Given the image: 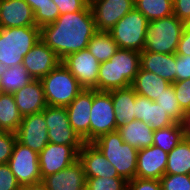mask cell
I'll return each mask as SVG.
<instances>
[{
  "mask_svg": "<svg viewBox=\"0 0 190 190\" xmlns=\"http://www.w3.org/2000/svg\"><path fill=\"white\" fill-rule=\"evenodd\" d=\"M22 116L19 113L13 94L3 93L0 95V130L16 132Z\"/></svg>",
  "mask_w": 190,
  "mask_h": 190,
  "instance_id": "obj_28",
  "label": "cell"
},
{
  "mask_svg": "<svg viewBox=\"0 0 190 190\" xmlns=\"http://www.w3.org/2000/svg\"><path fill=\"white\" fill-rule=\"evenodd\" d=\"M82 146H70L48 143L38 154L42 179L48 175L64 170L79 158Z\"/></svg>",
  "mask_w": 190,
  "mask_h": 190,
  "instance_id": "obj_12",
  "label": "cell"
},
{
  "mask_svg": "<svg viewBox=\"0 0 190 190\" xmlns=\"http://www.w3.org/2000/svg\"><path fill=\"white\" fill-rule=\"evenodd\" d=\"M59 9L60 15L64 13H75L83 10L88 4L89 0H52Z\"/></svg>",
  "mask_w": 190,
  "mask_h": 190,
  "instance_id": "obj_41",
  "label": "cell"
},
{
  "mask_svg": "<svg viewBox=\"0 0 190 190\" xmlns=\"http://www.w3.org/2000/svg\"><path fill=\"white\" fill-rule=\"evenodd\" d=\"M87 49L99 63H103L108 61L119 48L109 32L97 31L90 39Z\"/></svg>",
  "mask_w": 190,
  "mask_h": 190,
  "instance_id": "obj_29",
  "label": "cell"
},
{
  "mask_svg": "<svg viewBox=\"0 0 190 190\" xmlns=\"http://www.w3.org/2000/svg\"><path fill=\"white\" fill-rule=\"evenodd\" d=\"M176 55L190 56V28L186 24L178 43Z\"/></svg>",
  "mask_w": 190,
  "mask_h": 190,
  "instance_id": "obj_44",
  "label": "cell"
},
{
  "mask_svg": "<svg viewBox=\"0 0 190 190\" xmlns=\"http://www.w3.org/2000/svg\"><path fill=\"white\" fill-rule=\"evenodd\" d=\"M96 32L93 13L88 4L81 11L61 14L54 23L43 26L40 37L62 60L71 53L86 49Z\"/></svg>",
  "mask_w": 190,
  "mask_h": 190,
  "instance_id": "obj_1",
  "label": "cell"
},
{
  "mask_svg": "<svg viewBox=\"0 0 190 190\" xmlns=\"http://www.w3.org/2000/svg\"><path fill=\"white\" fill-rule=\"evenodd\" d=\"M168 153L151 145L137 152V170L135 177L159 180L165 175Z\"/></svg>",
  "mask_w": 190,
  "mask_h": 190,
  "instance_id": "obj_17",
  "label": "cell"
},
{
  "mask_svg": "<svg viewBox=\"0 0 190 190\" xmlns=\"http://www.w3.org/2000/svg\"><path fill=\"white\" fill-rule=\"evenodd\" d=\"M170 84L171 83L160 76L143 70L140 67L131 87L134 89L136 94L155 101Z\"/></svg>",
  "mask_w": 190,
  "mask_h": 190,
  "instance_id": "obj_26",
  "label": "cell"
},
{
  "mask_svg": "<svg viewBox=\"0 0 190 190\" xmlns=\"http://www.w3.org/2000/svg\"><path fill=\"white\" fill-rule=\"evenodd\" d=\"M47 124L49 143L82 146L84 141L69 123L66 107L46 106L42 111Z\"/></svg>",
  "mask_w": 190,
  "mask_h": 190,
  "instance_id": "obj_9",
  "label": "cell"
},
{
  "mask_svg": "<svg viewBox=\"0 0 190 190\" xmlns=\"http://www.w3.org/2000/svg\"><path fill=\"white\" fill-rule=\"evenodd\" d=\"M20 189L21 185L18 183L8 164H0V190Z\"/></svg>",
  "mask_w": 190,
  "mask_h": 190,
  "instance_id": "obj_39",
  "label": "cell"
},
{
  "mask_svg": "<svg viewBox=\"0 0 190 190\" xmlns=\"http://www.w3.org/2000/svg\"><path fill=\"white\" fill-rule=\"evenodd\" d=\"M1 28L36 26L34 13L24 0H0Z\"/></svg>",
  "mask_w": 190,
  "mask_h": 190,
  "instance_id": "obj_20",
  "label": "cell"
},
{
  "mask_svg": "<svg viewBox=\"0 0 190 190\" xmlns=\"http://www.w3.org/2000/svg\"><path fill=\"white\" fill-rule=\"evenodd\" d=\"M186 25L190 28V20L186 23Z\"/></svg>",
  "mask_w": 190,
  "mask_h": 190,
  "instance_id": "obj_48",
  "label": "cell"
},
{
  "mask_svg": "<svg viewBox=\"0 0 190 190\" xmlns=\"http://www.w3.org/2000/svg\"><path fill=\"white\" fill-rule=\"evenodd\" d=\"M149 21L135 7L124 15L108 31L119 49L141 52L145 46V36Z\"/></svg>",
  "mask_w": 190,
  "mask_h": 190,
  "instance_id": "obj_7",
  "label": "cell"
},
{
  "mask_svg": "<svg viewBox=\"0 0 190 190\" xmlns=\"http://www.w3.org/2000/svg\"><path fill=\"white\" fill-rule=\"evenodd\" d=\"M97 31L108 32L134 6V0H89Z\"/></svg>",
  "mask_w": 190,
  "mask_h": 190,
  "instance_id": "obj_13",
  "label": "cell"
},
{
  "mask_svg": "<svg viewBox=\"0 0 190 190\" xmlns=\"http://www.w3.org/2000/svg\"><path fill=\"white\" fill-rule=\"evenodd\" d=\"M127 183L122 177L86 178V190H127Z\"/></svg>",
  "mask_w": 190,
  "mask_h": 190,
  "instance_id": "obj_35",
  "label": "cell"
},
{
  "mask_svg": "<svg viewBox=\"0 0 190 190\" xmlns=\"http://www.w3.org/2000/svg\"><path fill=\"white\" fill-rule=\"evenodd\" d=\"M61 63L84 89H96L98 91L100 63L87 48L67 55L61 60Z\"/></svg>",
  "mask_w": 190,
  "mask_h": 190,
  "instance_id": "obj_11",
  "label": "cell"
},
{
  "mask_svg": "<svg viewBox=\"0 0 190 190\" xmlns=\"http://www.w3.org/2000/svg\"><path fill=\"white\" fill-rule=\"evenodd\" d=\"M173 87L182 110L184 112L190 110V79L175 81Z\"/></svg>",
  "mask_w": 190,
  "mask_h": 190,
  "instance_id": "obj_38",
  "label": "cell"
},
{
  "mask_svg": "<svg viewBox=\"0 0 190 190\" xmlns=\"http://www.w3.org/2000/svg\"><path fill=\"white\" fill-rule=\"evenodd\" d=\"M184 137L182 124L175 123L165 128L155 129L153 145L169 153Z\"/></svg>",
  "mask_w": 190,
  "mask_h": 190,
  "instance_id": "obj_31",
  "label": "cell"
},
{
  "mask_svg": "<svg viewBox=\"0 0 190 190\" xmlns=\"http://www.w3.org/2000/svg\"><path fill=\"white\" fill-rule=\"evenodd\" d=\"M16 140V133L0 130V164L8 163Z\"/></svg>",
  "mask_w": 190,
  "mask_h": 190,
  "instance_id": "obj_37",
  "label": "cell"
},
{
  "mask_svg": "<svg viewBox=\"0 0 190 190\" xmlns=\"http://www.w3.org/2000/svg\"><path fill=\"white\" fill-rule=\"evenodd\" d=\"M20 190H48V188L42 181H40L37 183L21 186Z\"/></svg>",
  "mask_w": 190,
  "mask_h": 190,
  "instance_id": "obj_46",
  "label": "cell"
},
{
  "mask_svg": "<svg viewBox=\"0 0 190 190\" xmlns=\"http://www.w3.org/2000/svg\"><path fill=\"white\" fill-rule=\"evenodd\" d=\"M140 65L143 70L152 72L171 84L176 81V53L159 54L141 51Z\"/></svg>",
  "mask_w": 190,
  "mask_h": 190,
  "instance_id": "obj_22",
  "label": "cell"
},
{
  "mask_svg": "<svg viewBox=\"0 0 190 190\" xmlns=\"http://www.w3.org/2000/svg\"><path fill=\"white\" fill-rule=\"evenodd\" d=\"M0 80L3 92L13 94L30 83L33 78L21 64L0 69Z\"/></svg>",
  "mask_w": 190,
  "mask_h": 190,
  "instance_id": "obj_30",
  "label": "cell"
},
{
  "mask_svg": "<svg viewBox=\"0 0 190 190\" xmlns=\"http://www.w3.org/2000/svg\"><path fill=\"white\" fill-rule=\"evenodd\" d=\"M117 132L125 143L137 150L153 145L154 130L141 120L128 122L118 127Z\"/></svg>",
  "mask_w": 190,
  "mask_h": 190,
  "instance_id": "obj_25",
  "label": "cell"
},
{
  "mask_svg": "<svg viewBox=\"0 0 190 190\" xmlns=\"http://www.w3.org/2000/svg\"><path fill=\"white\" fill-rule=\"evenodd\" d=\"M162 190H190V175L165 174L159 179Z\"/></svg>",
  "mask_w": 190,
  "mask_h": 190,
  "instance_id": "obj_36",
  "label": "cell"
},
{
  "mask_svg": "<svg viewBox=\"0 0 190 190\" xmlns=\"http://www.w3.org/2000/svg\"><path fill=\"white\" fill-rule=\"evenodd\" d=\"M59 63L55 52L40 39L24 56L22 65L33 79L41 80Z\"/></svg>",
  "mask_w": 190,
  "mask_h": 190,
  "instance_id": "obj_16",
  "label": "cell"
},
{
  "mask_svg": "<svg viewBox=\"0 0 190 190\" xmlns=\"http://www.w3.org/2000/svg\"><path fill=\"white\" fill-rule=\"evenodd\" d=\"M48 190H86V177L82 162L77 159L64 170L42 179Z\"/></svg>",
  "mask_w": 190,
  "mask_h": 190,
  "instance_id": "obj_19",
  "label": "cell"
},
{
  "mask_svg": "<svg viewBox=\"0 0 190 190\" xmlns=\"http://www.w3.org/2000/svg\"><path fill=\"white\" fill-rule=\"evenodd\" d=\"M41 82L47 106L67 107L84 90L62 63L44 76Z\"/></svg>",
  "mask_w": 190,
  "mask_h": 190,
  "instance_id": "obj_6",
  "label": "cell"
},
{
  "mask_svg": "<svg viewBox=\"0 0 190 190\" xmlns=\"http://www.w3.org/2000/svg\"><path fill=\"white\" fill-rule=\"evenodd\" d=\"M127 190H162L160 180L135 177L128 181Z\"/></svg>",
  "mask_w": 190,
  "mask_h": 190,
  "instance_id": "obj_40",
  "label": "cell"
},
{
  "mask_svg": "<svg viewBox=\"0 0 190 190\" xmlns=\"http://www.w3.org/2000/svg\"><path fill=\"white\" fill-rule=\"evenodd\" d=\"M134 6L149 22L173 15V0H134Z\"/></svg>",
  "mask_w": 190,
  "mask_h": 190,
  "instance_id": "obj_32",
  "label": "cell"
},
{
  "mask_svg": "<svg viewBox=\"0 0 190 190\" xmlns=\"http://www.w3.org/2000/svg\"><path fill=\"white\" fill-rule=\"evenodd\" d=\"M181 124L183 126L185 137L190 142V110L185 112L184 119Z\"/></svg>",
  "mask_w": 190,
  "mask_h": 190,
  "instance_id": "obj_45",
  "label": "cell"
},
{
  "mask_svg": "<svg viewBox=\"0 0 190 190\" xmlns=\"http://www.w3.org/2000/svg\"><path fill=\"white\" fill-rule=\"evenodd\" d=\"M111 93L113 107L116 117V127H120L135 118V99L136 92L130 86L109 91Z\"/></svg>",
  "mask_w": 190,
  "mask_h": 190,
  "instance_id": "obj_24",
  "label": "cell"
},
{
  "mask_svg": "<svg viewBox=\"0 0 190 190\" xmlns=\"http://www.w3.org/2000/svg\"><path fill=\"white\" fill-rule=\"evenodd\" d=\"M185 23L174 14L150 21L143 51L159 54L176 53Z\"/></svg>",
  "mask_w": 190,
  "mask_h": 190,
  "instance_id": "obj_5",
  "label": "cell"
},
{
  "mask_svg": "<svg viewBox=\"0 0 190 190\" xmlns=\"http://www.w3.org/2000/svg\"><path fill=\"white\" fill-rule=\"evenodd\" d=\"M93 89L82 90L66 107L69 123L84 143H90V115Z\"/></svg>",
  "mask_w": 190,
  "mask_h": 190,
  "instance_id": "obj_15",
  "label": "cell"
},
{
  "mask_svg": "<svg viewBox=\"0 0 190 190\" xmlns=\"http://www.w3.org/2000/svg\"><path fill=\"white\" fill-rule=\"evenodd\" d=\"M173 14L186 24L190 20V0H173Z\"/></svg>",
  "mask_w": 190,
  "mask_h": 190,
  "instance_id": "obj_43",
  "label": "cell"
},
{
  "mask_svg": "<svg viewBox=\"0 0 190 190\" xmlns=\"http://www.w3.org/2000/svg\"><path fill=\"white\" fill-rule=\"evenodd\" d=\"M135 118L147 123L153 130L175 124L158 103L139 94L135 99Z\"/></svg>",
  "mask_w": 190,
  "mask_h": 190,
  "instance_id": "obj_23",
  "label": "cell"
},
{
  "mask_svg": "<svg viewBox=\"0 0 190 190\" xmlns=\"http://www.w3.org/2000/svg\"><path fill=\"white\" fill-rule=\"evenodd\" d=\"M126 181L135 178L138 150L125 143L117 131L101 135L92 142Z\"/></svg>",
  "mask_w": 190,
  "mask_h": 190,
  "instance_id": "obj_4",
  "label": "cell"
},
{
  "mask_svg": "<svg viewBox=\"0 0 190 190\" xmlns=\"http://www.w3.org/2000/svg\"><path fill=\"white\" fill-rule=\"evenodd\" d=\"M90 118V143L103 134L117 131L115 111L110 92L93 89Z\"/></svg>",
  "mask_w": 190,
  "mask_h": 190,
  "instance_id": "obj_8",
  "label": "cell"
},
{
  "mask_svg": "<svg viewBox=\"0 0 190 190\" xmlns=\"http://www.w3.org/2000/svg\"><path fill=\"white\" fill-rule=\"evenodd\" d=\"M176 81L190 79V56L176 55Z\"/></svg>",
  "mask_w": 190,
  "mask_h": 190,
  "instance_id": "obj_42",
  "label": "cell"
},
{
  "mask_svg": "<svg viewBox=\"0 0 190 190\" xmlns=\"http://www.w3.org/2000/svg\"><path fill=\"white\" fill-rule=\"evenodd\" d=\"M140 67L139 52L118 49L108 61L100 63L98 91L130 87Z\"/></svg>",
  "mask_w": 190,
  "mask_h": 190,
  "instance_id": "obj_2",
  "label": "cell"
},
{
  "mask_svg": "<svg viewBox=\"0 0 190 190\" xmlns=\"http://www.w3.org/2000/svg\"><path fill=\"white\" fill-rule=\"evenodd\" d=\"M78 159L83 164L86 178L120 177L116 168L111 165L109 160L93 143H84L82 145Z\"/></svg>",
  "mask_w": 190,
  "mask_h": 190,
  "instance_id": "obj_18",
  "label": "cell"
},
{
  "mask_svg": "<svg viewBox=\"0 0 190 190\" xmlns=\"http://www.w3.org/2000/svg\"><path fill=\"white\" fill-rule=\"evenodd\" d=\"M3 90H2V84H1V80H0V95L3 94Z\"/></svg>",
  "mask_w": 190,
  "mask_h": 190,
  "instance_id": "obj_47",
  "label": "cell"
},
{
  "mask_svg": "<svg viewBox=\"0 0 190 190\" xmlns=\"http://www.w3.org/2000/svg\"><path fill=\"white\" fill-rule=\"evenodd\" d=\"M34 13L36 26L40 29L43 26L54 23L60 15L58 6L52 0H24Z\"/></svg>",
  "mask_w": 190,
  "mask_h": 190,
  "instance_id": "obj_33",
  "label": "cell"
},
{
  "mask_svg": "<svg viewBox=\"0 0 190 190\" xmlns=\"http://www.w3.org/2000/svg\"><path fill=\"white\" fill-rule=\"evenodd\" d=\"M165 174L190 175V142L186 137L168 153Z\"/></svg>",
  "mask_w": 190,
  "mask_h": 190,
  "instance_id": "obj_27",
  "label": "cell"
},
{
  "mask_svg": "<svg viewBox=\"0 0 190 190\" xmlns=\"http://www.w3.org/2000/svg\"><path fill=\"white\" fill-rule=\"evenodd\" d=\"M40 39L37 26L0 28V69L21 65Z\"/></svg>",
  "mask_w": 190,
  "mask_h": 190,
  "instance_id": "obj_3",
  "label": "cell"
},
{
  "mask_svg": "<svg viewBox=\"0 0 190 190\" xmlns=\"http://www.w3.org/2000/svg\"><path fill=\"white\" fill-rule=\"evenodd\" d=\"M15 133L18 142L38 154L49 143L47 124L42 111L22 117L20 126Z\"/></svg>",
  "mask_w": 190,
  "mask_h": 190,
  "instance_id": "obj_14",
  "label": "cell"
},
{
  "mask_svg": "<svg viewBox=\"0 0 190 190\" xmlns=\"http://www.w3.org/2000/svg\"><path fill=\"white\" fill-rule=\"evenodd\" d=\"M13 96L22 117L41 112L47 106L41 80L33 79Z\"/></svg>",
  "mask_w": 190,
  "mask_h": 190,
  "instance_id": "obj_21",
  "label": "cell"
},
{
  "mask_svg": "<svg viewBox=\"0 0 190 190\" xmlns=\"http://www.w3.org/2000/svg\"><path fill=\"white\" fill-rule=\"evenodd\" d=\"M7 164L21 186L42 181L38 153L17 140Z\"/></svg>",
  "mask_w": 190,
  "mask_h": 190,
  "instance_id": "obj_10",
  "label": "cell"
},
{
  "mask_svg": "<svg viewBox=\"0 0 190 190\" xmlns=\"http://www.w3.org/2000/svg\"><path fill=\"white\" fill-rule=\"evenodd\" d=\"M155 102L165 110V113H167L175 123H182L185 112L177 101L173 84H170Z\"/></svg>",
  "mask_w": 190,
  "mask_h": 190,
  "instance_id": "obj_34",
  "label": "cell"
}]
</instances>
